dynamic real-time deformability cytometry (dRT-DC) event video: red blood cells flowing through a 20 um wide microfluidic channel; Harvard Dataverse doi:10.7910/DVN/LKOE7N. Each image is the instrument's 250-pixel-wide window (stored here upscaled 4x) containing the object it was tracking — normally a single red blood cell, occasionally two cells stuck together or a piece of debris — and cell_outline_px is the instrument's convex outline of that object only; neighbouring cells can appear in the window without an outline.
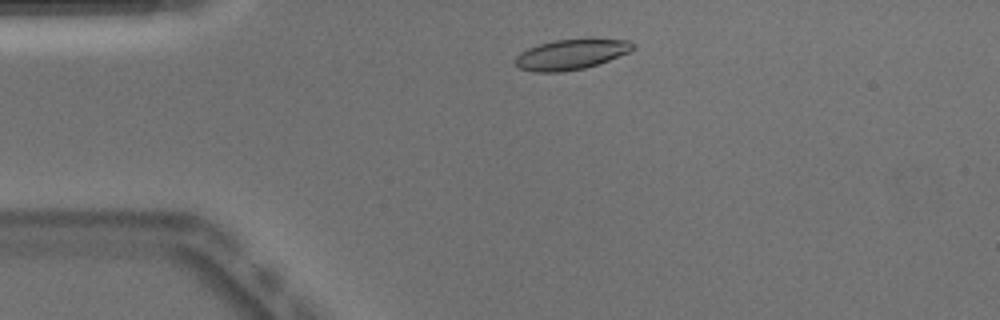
{"species": "Egyptian fruit bat (a non-hibernating species)", "species_latin": "Rousettus aegyptiacus", "temperature_condition": "warm", "stored_images_in_passage": 41, "camera_frame_rate_fps": 3000, "um_per_image_px": 0.085, "animal": {"sex": "male"}, "frame": {"image": 1, "passage_image": 1, "time_ms": 0.0, "image_size_px": [1000, 320], "cell_outline_px": [[632, 48], [628, 52], [608, 60], [584, 68], [560, 72], [532, 72], [520, 68], [516, 64], [516, 56], [520, 52], [528, 48], [540, 44], [556, 40], [628, 40], [632, 44]], "centroid_in_image_um": [48.46, 4.65], "position_along_channel_um": 36.5, "area_um2": 20.0}, "authors_computed_cell_mechanics": {"area_um2": 21.964, "velocity_mm_per_s": 3.9061, "shape_relaxation_time_tau1_ms": 4.4686, "shape_relaxation_time_tau2_ms": 1.3532, "deformation_change_tau1": 0.1663, "deformation_change_tau2": 0.0709}}